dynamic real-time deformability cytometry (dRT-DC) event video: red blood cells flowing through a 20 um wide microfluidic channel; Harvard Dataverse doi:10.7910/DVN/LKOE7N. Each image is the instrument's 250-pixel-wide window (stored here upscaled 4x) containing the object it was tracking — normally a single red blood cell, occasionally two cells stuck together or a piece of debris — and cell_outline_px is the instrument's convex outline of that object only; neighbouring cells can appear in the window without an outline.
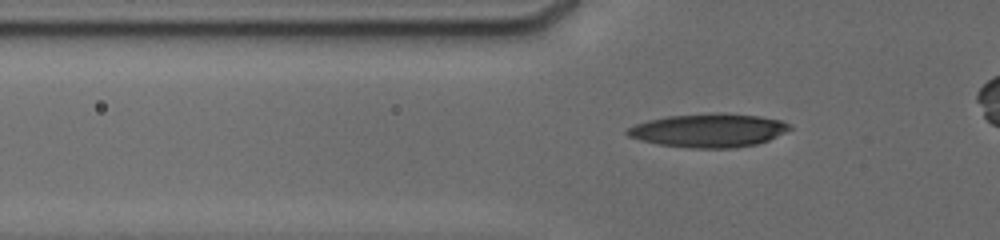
{"species": "human", "species_latin": "Homo sapiens", "temperature_condition": "cold", "stored_images_in_passage": 32, "camera_frame_rate_fps": 3000, "um_per_image_px": 0.085, "donor": {"sex": "male"}, "frame": {"image": 1, "passage_image": 17, "time_ms": 7.0, "image_size_px": [1000, 240], "cell_outline_px": [[792, 128], [768, 140], [756, 144], [736, 148], [688, 148], [660, 144], [640, 140], [628, 136], [624, 132], [628, 128], [636, 124], [648, 120], [668, 116], [716, 112], [724, 112], [760, 116], [784, 120]], "centroid_in_image_um": [60.24, 11.07], "position_along_channel_um": 65.6, "area_um2": 31.91}}
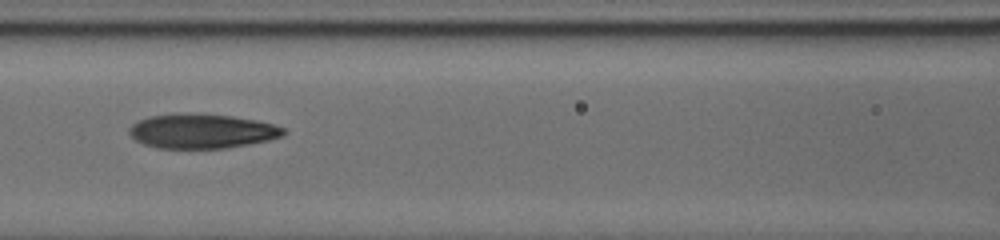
{"frame": {"image": 2, "passage_image": 22, "time_ms": 9.333, "image_size_px": [1000, 240], "cell_outline_px": [[288, 132], [284, 136], [268, 140], [248, 144], [224, 148], [156, 148], [144, 144], [136, 140], [128, 132], [128, 128], [132, 124], [148, 116], [232, 116], [256, 120], [272, 124], [284, 128]], "centroid_in_image_um": [17.2, 11.19], "position_along_channel_um": 149.4, "area_um2": 29.94}}
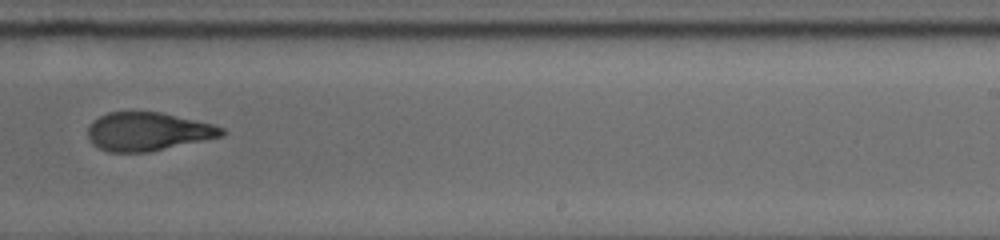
{"frame": {"image": 3, "passage_image": 30, "time_ms": 12.667, "image_size_px": [1000, 240], "cell_outline_px": [[224, 136], [148, 152], [108, 152], [92, 144], [88, 140], [88, 128], [92, 120], [108, 112], [160, 112], [212, 124], [224, 128]], "centroid_in_image_um": [12.54, 11.19], "position_along_channel_um": 276.5, "area_um2": 29.88}}